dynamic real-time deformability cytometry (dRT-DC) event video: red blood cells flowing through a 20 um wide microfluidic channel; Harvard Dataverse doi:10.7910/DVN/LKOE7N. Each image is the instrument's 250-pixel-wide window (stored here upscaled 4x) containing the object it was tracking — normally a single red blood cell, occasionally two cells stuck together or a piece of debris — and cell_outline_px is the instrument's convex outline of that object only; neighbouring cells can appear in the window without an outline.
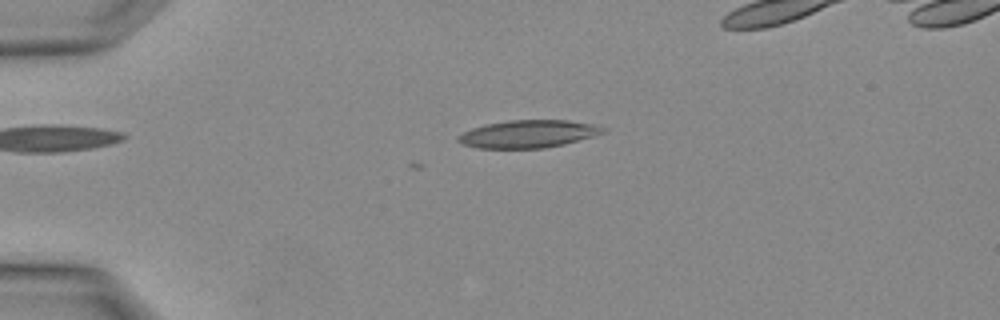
{"species": "Egyptian fruit bat (a non-hibernating species)", "species_latin": "Rousettus aegyptiacus", "temperature_condition": "warm", "stored_images_in_passage": 2, "camera_frame_rate_fps": 3000, "um_per_image_px": 0.085, "animal": {"sex": "female"}, "frame": {"image": 1, "passage_image": 2, "time_ms": 0.333, "image_size_px": [1000, 320], "cell_outline_px": [[608, 132], [564, 144], [544, 148], [480, 148], [464, 144], [456, 140], [456, 136], [472, 128], [488, 124], [512, 120], [568, 120], [592, 124], [608, 128]], "centroid_in_image_um": [44.95, 11.38], "position_along_channel_um": 40.1, "area_um2": 23.24}}